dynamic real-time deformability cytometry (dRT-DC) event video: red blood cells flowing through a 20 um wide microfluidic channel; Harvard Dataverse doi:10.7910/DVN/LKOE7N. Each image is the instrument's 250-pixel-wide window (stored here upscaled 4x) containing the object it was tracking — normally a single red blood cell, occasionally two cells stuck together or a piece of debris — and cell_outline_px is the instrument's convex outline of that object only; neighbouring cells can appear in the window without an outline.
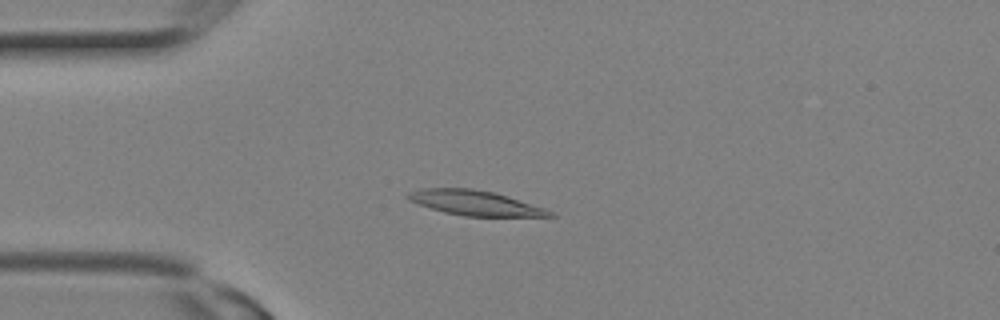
{"species": "Egyptian fruit bat (a non-hibernating species)", "species_latin": "Rousettus aegyptiacus", "temperature_condition": "room temperature", "stored_images_in_passage": 2, "camera_frame_rate_fps": 3000, "um_per_image_px": 0.085, "animal": {"sex": "female"}, "frame": {"image": 1, "passage_image": 2, "time_ms": 0.333, "image_size_px": [1000, 320], "cell_outline_px": [[556, 216], [464, 216], [444, 212], [408, 200], [404, 196], [408, 192], [420, 188], [472, 188], [496, 192], [544, 208], [552, 212]], "centroid_in_image_um": [40.33, 17.23], "position_along_channel_um": 44.7, "area_um2": 20.46}}